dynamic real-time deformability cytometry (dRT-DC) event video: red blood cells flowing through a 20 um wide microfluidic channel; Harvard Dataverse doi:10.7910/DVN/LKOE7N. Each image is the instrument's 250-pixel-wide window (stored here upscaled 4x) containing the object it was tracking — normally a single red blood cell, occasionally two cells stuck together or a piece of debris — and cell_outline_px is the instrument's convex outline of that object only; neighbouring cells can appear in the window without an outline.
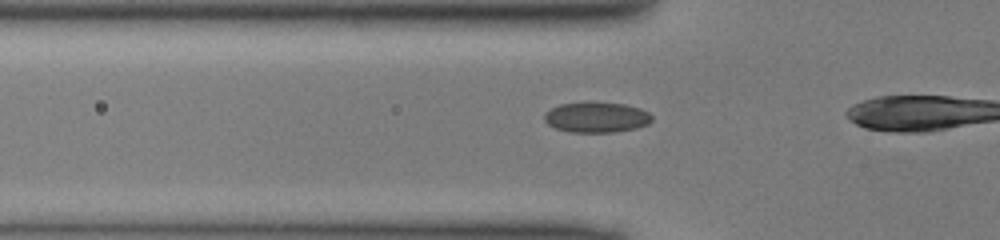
{"species": "common noctule bat (a hibernating species)", "species_latin": "Nyctalus noctula", "temperature_condition": "cold", "stored_images_in_passage": 15, "camera_frame_rate_fps": 3000, "um_per_image_px": 0.085, "animal": {"sex": "male", "body_mass_g": 13.0, "forearm_length_mm": 53.1}, "frame": {"image": 1, "passage_image": 13, "time_ms": 4.0, "image_size_px": [1000, 240], "cell_outline_px": [[652, 120], [648, 124], [636, 128], [616, 132], [568, 132], [556, 128], [548, 124], [544, 120], [544, 112], [560, 104], [584, 100], [624, 104], [640, 108], [648, 112], [652, 116]], "centroid_in_image_um": [50.68, 9.94], "position_along_channel_um": 75.1, "area_um2": 19.54}}